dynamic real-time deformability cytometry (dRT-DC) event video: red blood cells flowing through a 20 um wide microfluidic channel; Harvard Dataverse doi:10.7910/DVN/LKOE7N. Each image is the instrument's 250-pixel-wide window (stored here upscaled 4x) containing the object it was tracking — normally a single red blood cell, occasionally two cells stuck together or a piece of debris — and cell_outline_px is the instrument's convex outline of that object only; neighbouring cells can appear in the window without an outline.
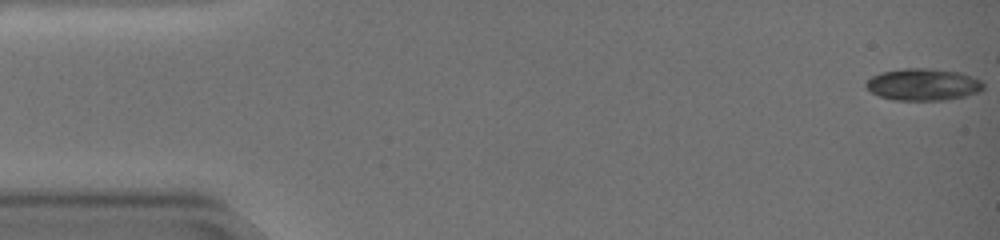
{"species": "common noctule bat (a hibernating species)", "species_latin": "Nyctalus noctula", "temperature_condition": "warm", "stored_images_in_passage": 52, "camera_frame_rate_fps": 3000, "um_per_image_px": 0.085, "animal": {"sex": "female", "body_mass_g": 19.0, "forearm_length_mm": 51.5}, "frame": {"image": 1, "passage_image": 1, "time_ms": 0.0, "image_size_px": [1000, 240], "cell_outline_px": [[984, 88], [980, 92], [964, 96], [944, 100], [892, 100], [880, 96], [872, 92], [864, 84], [872, 76], [880, 72], [904, 68], [928, 68], [960, 72], [980, 80], [984, 84]], "centroid_in_image_um": [78.46, 7.18], "position_along_channel_um": 6.5, "area_um2": 21.85}}
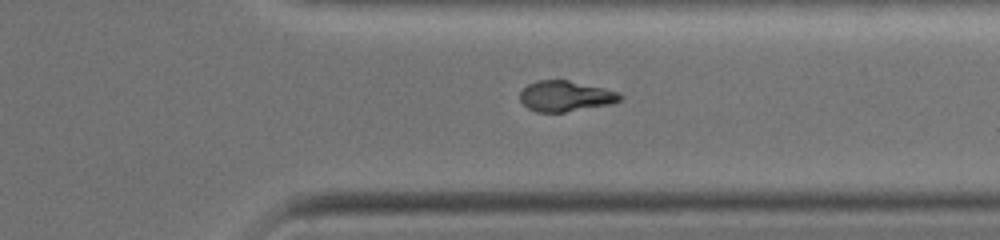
{"frame": {"image": 2, "passage_image": 46, "time_ms": 15.0, "image_size_px": [1000, 240], "cell_outline_px": [[620, 100], [612, 104], [564, 112], [536, 112], [528, 108], [520, 100], [520, 92], [528, 84], [536, 80], [568, 80], [604, 88], [620, 92]], "centroid_in_image_um": [48.06, 8.17], "position_along_channel_um": 363.3, "area_um2": 17.8}}
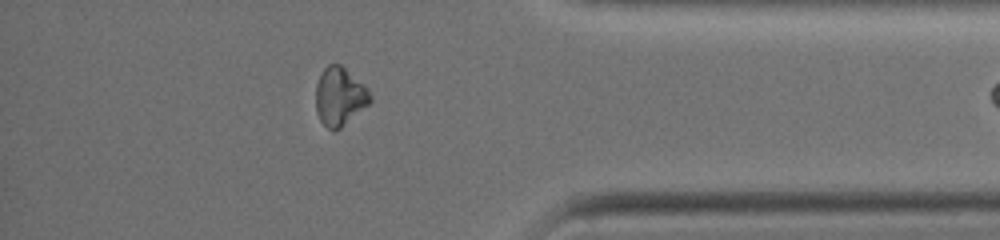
{"frame": {"image": 3, "passage_image": 51, "time_ms": 16.667, "image_size_px": [1000, 240], "cell_outline_px": [[372, 100], [368, 104], [340, 128], [332, 132], [320, 120], [316, 112], [316, 84], [324, 68], [328, 64], [340, 64], [364, 84], [372, 96]], "centroid_in_image_um": [28.86, 8.2], "position_along_channel_um": 406.3, "area_um2": 18.32}}